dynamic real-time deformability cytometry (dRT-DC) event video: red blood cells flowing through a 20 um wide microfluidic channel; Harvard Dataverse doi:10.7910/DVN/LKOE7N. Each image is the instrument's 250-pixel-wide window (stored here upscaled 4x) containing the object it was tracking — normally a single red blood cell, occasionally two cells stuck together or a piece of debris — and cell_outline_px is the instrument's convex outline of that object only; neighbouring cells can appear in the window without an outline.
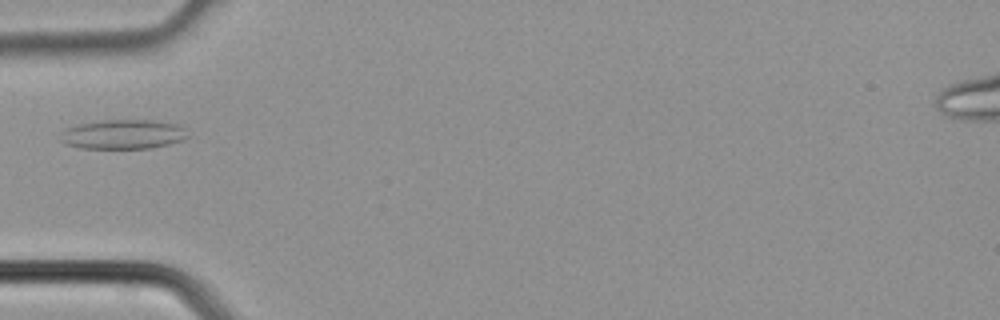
{"species": "common noctule bat (a hibernating species)", "species_latin": "Nyctalus noctula", "temperature_condition": "cold", "stored_images_in_passage": 1, "camera_frame_rate_fps": 3000, "um_per_image_px": 0.085, "animal": {"sex": "male", "body_mass_g": 21.5, "forearm_length_mm": 52.0}, "frame": {"image": 1, "passage_image": 1, "time_ms": 0.0, "image_size_px": [1000, 320], "cell_outline_px": [[188, 136], [184, 140], [168, 144], [148, 148], [80, 148], [64, 144], [60, 140], [60, 132], [64, 128], [76, 124], [100, 120], [152, 120], [180, 124], [184, 128]], "centroid_in_image_um": [10.42, 11.4], "position_along_channel_um": 74.6, "area_um2": 22.14}}